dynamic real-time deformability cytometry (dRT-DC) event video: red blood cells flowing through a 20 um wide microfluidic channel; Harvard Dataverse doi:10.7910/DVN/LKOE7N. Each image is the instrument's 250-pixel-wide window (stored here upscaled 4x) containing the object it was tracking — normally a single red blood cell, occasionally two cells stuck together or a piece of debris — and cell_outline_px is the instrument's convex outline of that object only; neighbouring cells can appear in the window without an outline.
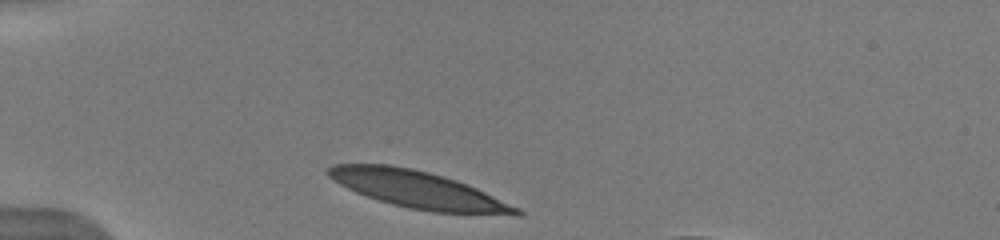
{"species": "human", "species_latin": "Homo sapiens", "temperature_condition": "warm", "stored_images_in_passage": 47, "camera_frame_rate_fps": 3000, "um_per_image_px": 0.085, "donor": {"sex": "male"}, "frame": {"image": 1, "passage_image": 1, "time_ms": 0.0, "image_size_px": [1000, 240], "cell_outline_px": [[524, 216], [516, 216], [432, 212], [408, 208], [392, 204], [356, 192], [340, 184], [328, 176], [324, 172], [332, 164], [388, 164], [412, 168], [444, 176], [468, 184], [520, 208], [524, 212]], "centroid_in_image_um": [35.62, 16.14], "position_along_channel_um": 49.4, "area_um2": 40.92}, "authors_computed_cell_mechanics": {"area_um2": 39.4774, "velocity_mm_per_s": 3.9983, "shape_relaxation_time_tau1_ms": 2.4195, "shape_relaxation_time_tau2_ms": null, "deformation_change_tau1": 0.1399, "deformation_change_tau2": null}}